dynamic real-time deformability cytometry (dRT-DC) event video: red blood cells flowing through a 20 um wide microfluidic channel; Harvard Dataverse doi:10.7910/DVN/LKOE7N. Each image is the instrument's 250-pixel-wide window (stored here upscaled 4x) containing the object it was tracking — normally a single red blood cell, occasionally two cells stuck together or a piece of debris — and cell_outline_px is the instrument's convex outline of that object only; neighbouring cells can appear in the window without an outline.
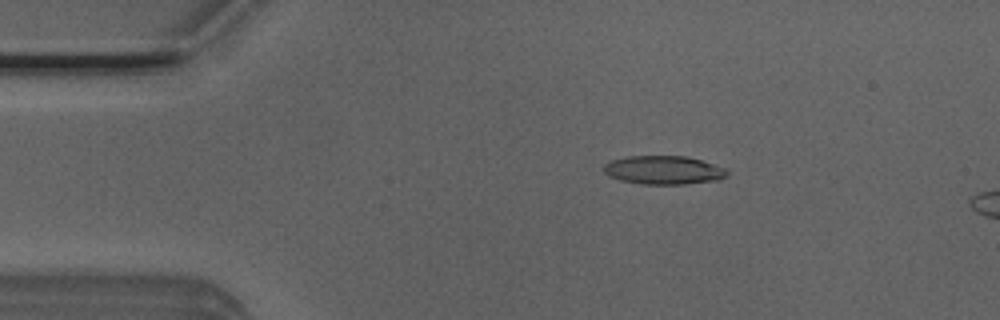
{"species": "Egyptian fruit bat (a non-hibernating species)", "species_latin": "Rousettus aegyptiacus", "temperature_condition": "room temperature", "stored_images_in_passage": 5, "camera_frame_rate_fps": 3000, "um_per_image_px": 0.085, "animal": {"sex": "male"}, "frame": {"image": 1, "passage_image": 3, "time_ms": 0.667, "image_size_px": [1000, 320], "cell_outline_px": [[728, 176], [720, 180], [684, 184], [640, 184], [620, 180], [608, 176], [604, 172], [604, 164], [612, 160], [628, 156], [684, 156], [700, 160], [724, 168], [728, 172]], "centroid_in_image_um": [56.39, 14.46], "position_along_channel_um": 28.6, "area_um2": 20.52}}